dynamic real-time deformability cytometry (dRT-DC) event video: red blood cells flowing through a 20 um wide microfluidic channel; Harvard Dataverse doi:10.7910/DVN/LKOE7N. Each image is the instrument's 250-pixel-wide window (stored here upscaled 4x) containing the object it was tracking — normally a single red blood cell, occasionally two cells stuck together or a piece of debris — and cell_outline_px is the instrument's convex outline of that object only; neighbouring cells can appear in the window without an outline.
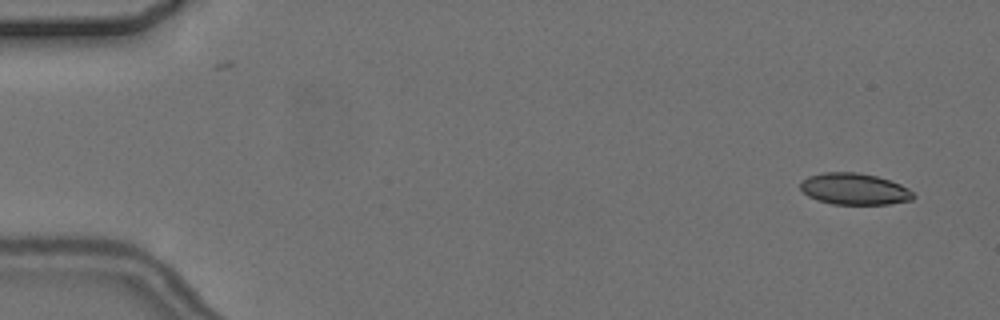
{"species": "common noctule bat (a hibernating species)", "species_latin": "Nyctalus noctula", "temperature_condition": "cold", "stored_images_in_passage": 6, "camera_frame_rate_fps": 3000, "um_per_image_px": 0.085, "animal": {"sex": "female", "body_mass_g": 24.6, "forearm_length_mm": 56.2}, "frame": {"image": 1, "passage_image": 1, "time_ms": 0.0, "image_size_px": [1000, 320], "cell_outline_px": [[916, 196], [912, 200], [888, 204], [832, 204], [816, 200], [808, 196], [800, 188], [800, 180], [808, 176], [824, 172], [860, 172], [876, 176], [900, 184], [908, 188]], "centroid_in_image_um": [72.6, 16.06], "position_along_channel_um": 12.4, "area_um2": 20.87}}